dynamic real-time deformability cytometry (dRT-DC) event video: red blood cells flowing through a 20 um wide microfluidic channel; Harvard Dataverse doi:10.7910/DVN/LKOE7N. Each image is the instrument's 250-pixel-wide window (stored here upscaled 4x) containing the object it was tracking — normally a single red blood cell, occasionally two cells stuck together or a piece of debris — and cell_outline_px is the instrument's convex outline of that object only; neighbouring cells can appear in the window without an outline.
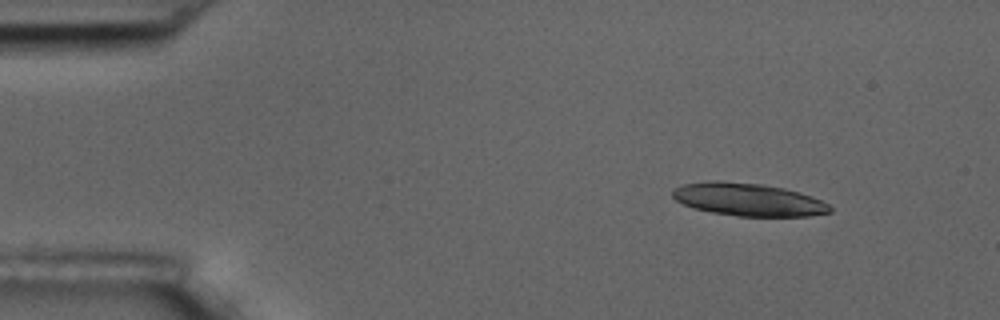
{"species": "common noctule bat (a hibernating species)", "species_latin": "Nyctalus noctula", "temperature_condition": "room temperature", "stored_images_in_passage": 3, "camera_frame_rate_fps": 3000, "um_per_image_px": 0.085, "animal": {"sex": "male", "body_mass_g": 17.5, "forearm_length_mm": 52.3}, "frame": {"image": 1, "passage_image": 1, "time_ms": 0.0, "image_size_px": [1000, 320], "cell_outline_px": [[832, 212], [808, 216], [736, 216], [712, 212], [692, 208], [676, 200], [672, 196], [672, 192], [676, 188], [684, 184], [708, 180], [716, 180], [760, 184], [784, 188], [800, 192], [812, 196], [828, 204], [832, 208]], "centroid_in_image_um": [63.6, 16.96], "position_along_channel_um": 21.4, "area_um2": 30.06}}